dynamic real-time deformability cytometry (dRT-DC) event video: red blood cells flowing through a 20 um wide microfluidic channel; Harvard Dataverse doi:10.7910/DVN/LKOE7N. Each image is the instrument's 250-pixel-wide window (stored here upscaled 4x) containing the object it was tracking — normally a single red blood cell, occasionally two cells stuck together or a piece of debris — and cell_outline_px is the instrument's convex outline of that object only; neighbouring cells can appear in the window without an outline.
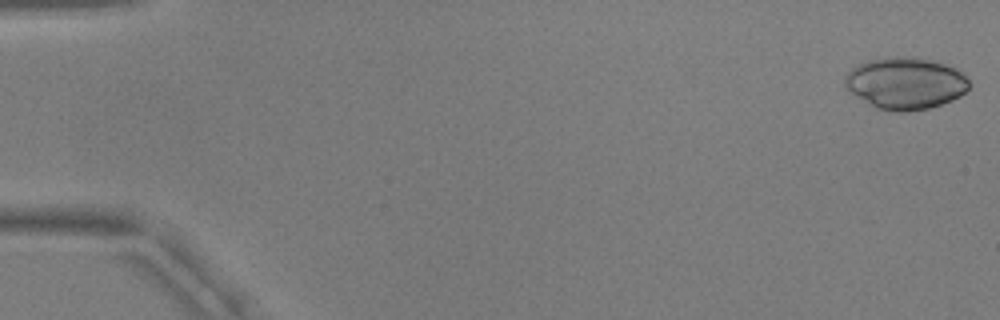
{"species": "common noctule bat (a hibernating species)", "species_latin": "Nyctalus noctula", "temperature_condition": "warm", "stored_images_in_passage": 54, "camera_frame_rate_fps": 3000, "um_per_image_px": 0.085, "animal": {"sex": "male", "body_mass_g": 17.9, "forearm_length_mm": 54.2}, "frame": {"image": 1, "passage_image": 1, "time_ms": 0.0, "image_size_px": [1000, 320], "cell_outline_px": [[972, 84], [960, 96], [952, 100], [928, 108], [908, 112], [888, 112], [876, 108], [856, 96], [844, 84], [844, 80], [848, 72], [856, 64], [868, 60], [896, 56], [916, 56], [944, 64], [956, 68], [964, 72]], "centroid_in_image_um": [76.98, 7.07], "position_along_channel_um": 8.0, "area_um2": 37.92}}
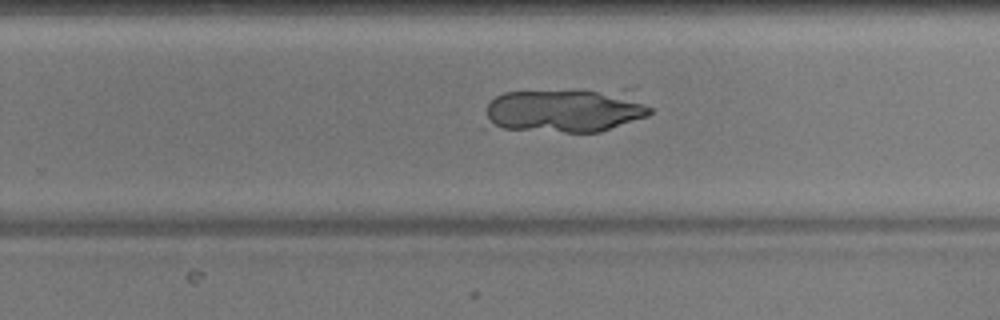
{"frame": {"image": 2, "passage_image": 35, "time_ms": 11.333, "image_size_px": [1000, 320], "cell_outline_px": [[652, 112], [648, 116], [600, 132], [564, 132], [504, 128], [488, 124], [488, 104], [496, 96], [504, 92], [572, 88], [632, 88], [652, 108]], "centroid_in_image_um": [48.24, 9.3], "position_along_channel_um": 281.6, "area_um2": 43.81}}
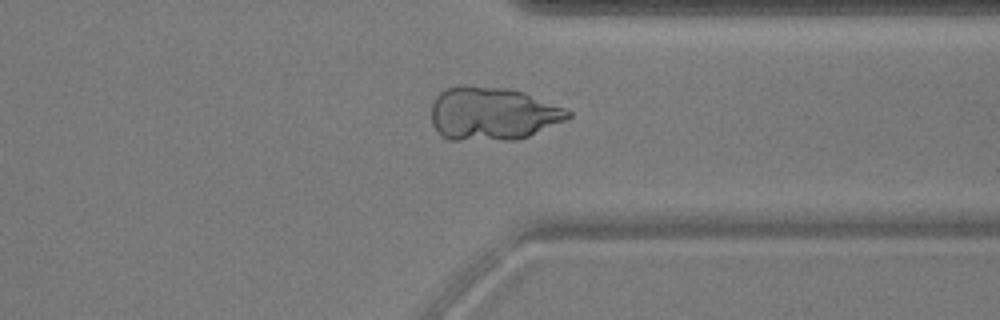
{"frame": {"image": 3, "passage_image": 42, "time_ms": 13.667, "image_size_px": [1000, 320], "cell_outline_px": [[572, 116], [568, 120], [528, 136], [516, 140], [444, 140], [440, 136], [432, 124], [432, 104], [436, 96], [440, 92], [448, 88], [460, 84], [464, 84], [508, 88], [524, 92], [564, 108], [572, 112]], "centroid_in_image_um": [41.85, 9.66], "position_along_channel_um": 369.5, "area_um2": 43.0}}